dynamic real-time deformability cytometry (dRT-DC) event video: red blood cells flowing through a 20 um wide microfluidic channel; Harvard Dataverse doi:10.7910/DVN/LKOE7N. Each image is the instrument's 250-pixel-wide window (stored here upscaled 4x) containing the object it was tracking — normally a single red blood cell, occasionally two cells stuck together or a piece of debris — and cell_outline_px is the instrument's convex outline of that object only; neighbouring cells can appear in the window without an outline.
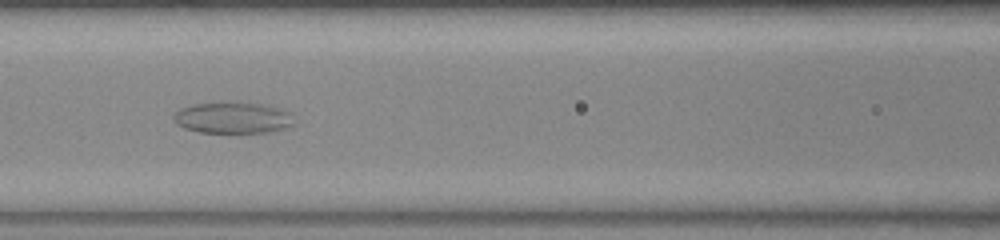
{"species": "common noctule bat (a hibernating species)", "species_latin": "Nyctalus noctula", "temperature_condition": "warm", "stored_images_in_passage": 56, "camera_frame_rate_fps": 3000, "um_per_image_px": 0.085, "animal": {"sex": "female", "body_mass_g": 23.0, "forearm_length_mm": 53.4}, "frame": {"image": 1, "passage_image": 24, "time_ms": 7.667, "image_size_px": [1000, 240], "cell_outline_px": [[296, 124], [284, 128], [268, 132], [200, 132], [184, 128], [176, 124], [172, 120], [172, 116], [180, 108], [192, 104], [248, 100], [280, 108], [292, 112]], "centroid_in_image_um": [19.82, 9.97], "position_along_channel_um": 146.8, "area_um2": 22.72}}
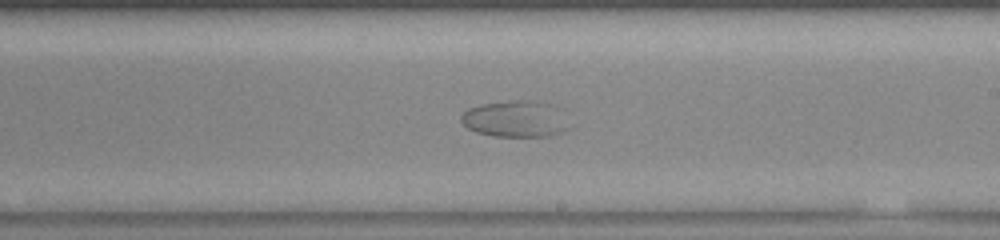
{"frame": {"image": 2, "passage_image": 32, "time_ms": 10.333, "image_size_px": [1000, 240], "cell_outline_px": [[568, 128], [560, 132], [548, 136], [492, 136], [476, 132], [468, 128], [460, 120], [460, 116], [468, 108], [484, 104], [512, 100], [532, 100], [552, 104], [560, 108]], "centroid_in_image_um": [43.79, 10.1], "position_along_channel_um": 245.2, "area_um2": 22.83}}
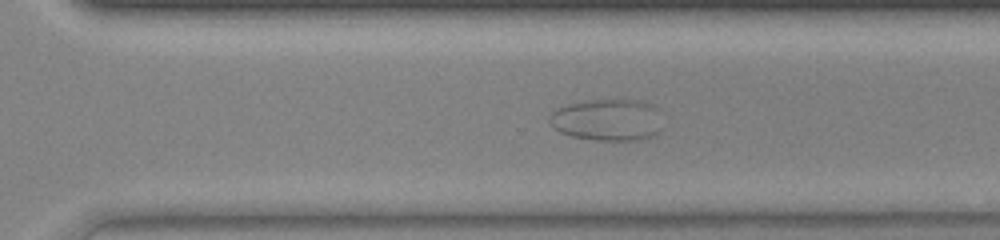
{"frame": {"image": 3, "passage_image": 38, "time_ms": 12.333, "image_size_px": [1000, 240], "cell_outline_px": [[660, 132], [656, 136], [640, 140], [596, 140], [572, 136], [560, 132], [548, 120], [552, 112], [556, 108], [580, 100], [640, 100], [652, 104], [656, 108]], "centroid_in_image_um": [51.62, 10.19], "position_along_channel_um": 319.0, "area_um2": 27.51}}